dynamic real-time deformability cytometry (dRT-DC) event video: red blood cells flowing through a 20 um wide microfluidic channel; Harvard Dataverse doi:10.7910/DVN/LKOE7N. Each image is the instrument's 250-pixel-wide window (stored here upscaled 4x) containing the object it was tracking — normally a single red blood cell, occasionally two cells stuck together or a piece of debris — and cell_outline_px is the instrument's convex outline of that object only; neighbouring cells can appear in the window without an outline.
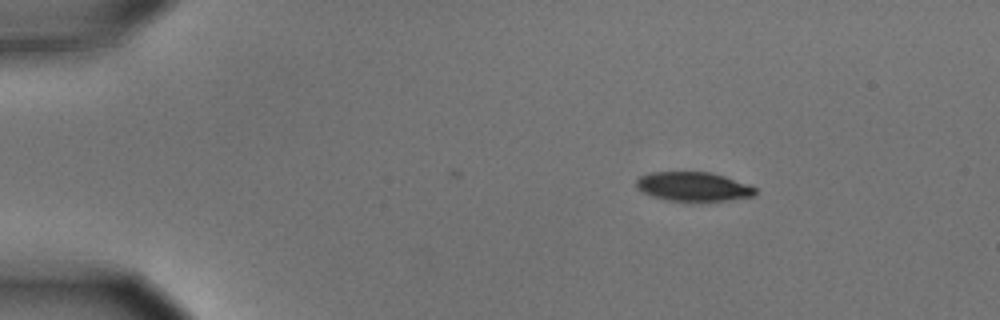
{"species": "common noctule bat (a hibernating species)", "species_latin": "Nyctalus noctula", "temperature_condition": "cold", "stored_images_in_passage": 3, "camera_frame_rate_fps": 3000, "um_per_image_px": 0.085, "animal": {"sex": "male", "body_mass_g": 15.6}, "frame": {"image": 1, "passage_image": 1, "time_ms": 0.0, "image_size_px": [1000, 320], "cell_outline_px": [[756, 192], [752, 196], [728, 200], [668, 200], [652, 196], [636, 188], [636, 180], [640, 176], [648, 172], [712, 172], [748, 184], [756, 188]], "centroid_in_image_um": [58.9, 15.84], "position_along_channel_um": 26.1, "area_um2": 19.94}}